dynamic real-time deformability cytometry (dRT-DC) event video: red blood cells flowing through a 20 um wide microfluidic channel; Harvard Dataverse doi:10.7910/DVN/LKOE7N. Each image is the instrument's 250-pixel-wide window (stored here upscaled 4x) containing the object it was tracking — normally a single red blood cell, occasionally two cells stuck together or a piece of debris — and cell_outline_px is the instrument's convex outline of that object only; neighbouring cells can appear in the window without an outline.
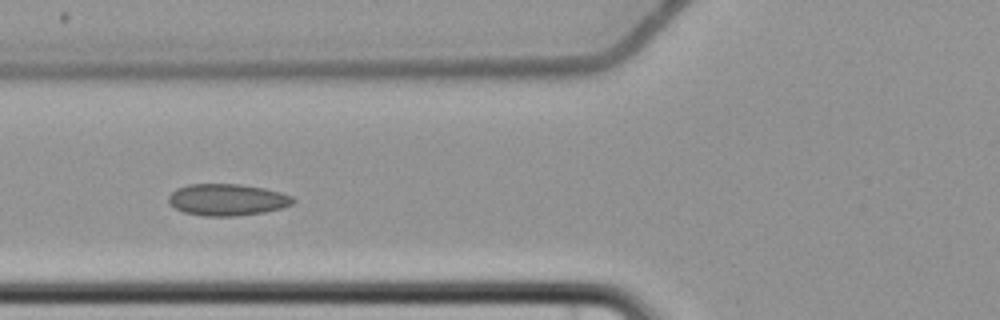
{"species": "common noctule bat (a hibernating species)", "species_latin": "Nyctalus noctula", "temperature_condition": "cold", "stored_images_in_passage": 7, "camera_frame_rate_fps": 3000, "um_per_image_px": 0.085, "animal": {"sex": "female", "body_mass_g": 22.7, "forearm_length_mm": 54.2}, "frame": {"image": 1, "passage_image": 6, "time_ms": 6.333, "image_size_px": [1000, 320], "cell_outline_px": [[296, 200], [292, 204], [280, 208], [264, 212], [236, 216], [204, 216], [184, 212], [176, 208], [168, 200], [168, 196], [176, 188], [188, 184], [240, 184], [264, 188], [280, 192], [292, 196]], "centroid_in_image_um": [19.31, 16.97], "position_along_channel_um": 106.5, "area_um2": 22.95}}
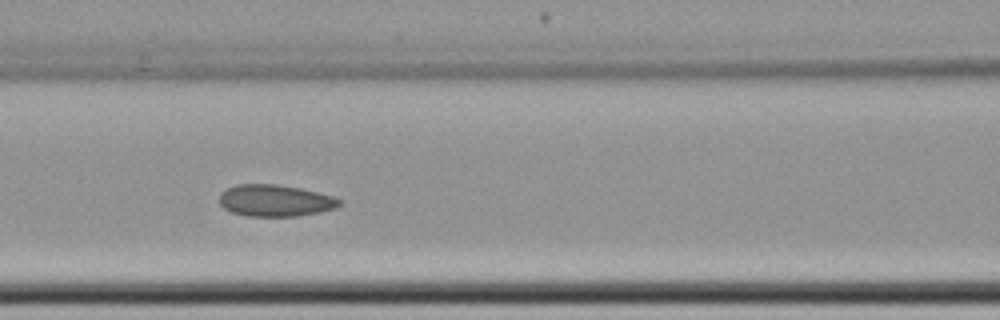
{"frame": {"image": 2, "passage_image": 7, "time_ms": 7.333, "image_size_px": [1000, 320], "cell_outline_px": [[344, 200], [336, 208], [320, 212], [296, 216], [248, 216], [232, 212], [224, 208], [220, 204], [220, 192], [236, 184], [276, 184], [300, 188], [332, 196]], "centroid_in_image_um": [23.39, 17.05], "position_along_channel_um": 143.2, "area_um2": 22.2}}